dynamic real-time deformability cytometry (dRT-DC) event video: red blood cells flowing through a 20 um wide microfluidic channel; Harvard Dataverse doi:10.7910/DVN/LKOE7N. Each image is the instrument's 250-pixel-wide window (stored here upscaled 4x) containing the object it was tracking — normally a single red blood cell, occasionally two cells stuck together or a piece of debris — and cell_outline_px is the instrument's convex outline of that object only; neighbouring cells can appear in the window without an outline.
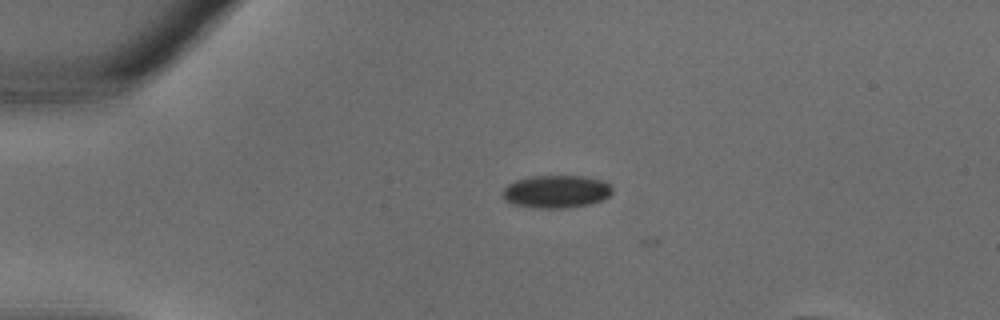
{"species": "common noctule bat (a hibernating species)", "species_latin": "Nyctalus noctula", "temperature_condition": "warm", "stored_images_in_passage": 2, "camera_frame_rate_fps": 3000, "um_per_image_px": 0.085, "animal": {"sex": "male", "body_mass_g": 18.8}, "frame": {"image": 1, "passage_image": 1, "time_ms": 0.0, "image_size_px": [1000, 320], "cell_outline_px": [[612, 192], [604, 200], [588, 204], [564, 208], [532, 208], [512, 204], [504, 200], [504, 188], [508, 184], [516, 180], [532, 176], [584, 176], [604, 180], [612, 184]], "centroid_in_image_um": [47.31, 16.28], "position_along_channel_um": 37.7, "area_um2": 21.1}}